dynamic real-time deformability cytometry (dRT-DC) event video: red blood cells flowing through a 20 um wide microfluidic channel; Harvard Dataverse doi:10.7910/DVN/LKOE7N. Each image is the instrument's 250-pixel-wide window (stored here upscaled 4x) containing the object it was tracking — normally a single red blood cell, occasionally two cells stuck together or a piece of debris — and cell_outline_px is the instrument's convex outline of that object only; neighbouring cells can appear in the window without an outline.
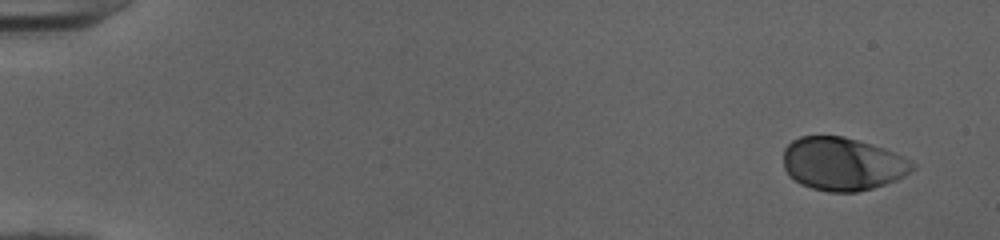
{"species": "human", "species_latin": "Homo sapiens", "temperature_condition": "cold", "stored_images_in_passage": 49, "camera_frame_rate_fps": 3000, "um_per_image_px": 0.085, "donor": {"sex": "female"}, "frame": {"image": 1, "passage_image": 1, "time_ms": 0.0, "image_size_px": [1000, 240], "cell_outline_px": [[916, 168], [904, 176], [896, 180], [872, 188], [856, 192], [828, 192], [812, 188], [800, 184], [788, 176], [784, 168], [784, 148], [792, 140], [800, 136], [844, 136], [872, 144], [884, 148], [916, 164]], "centroid_in_image_um": [71.59, 13.93], "position_along_channel_um": 13.4, "area_um2": 40.0}}
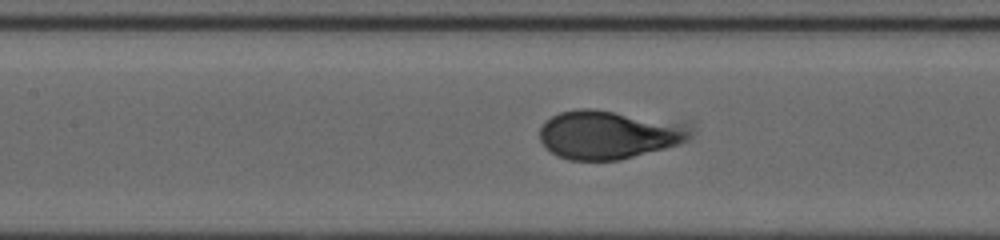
{"frame": {"image": 2, "passage_image": 23, "time_ms": 7.333, "image_size_px": [1000, 240], "cell_outline_px": [[688, 136], [684, 140], [676, 144], [664, 148], [620, 160], [568, 160], [556, 156], [540, 140], [540, 128], [552, 116], [560, 112], [576, 108], [592, 108], [612, 112], [688, 132]], "centroid_in_image_um": [51.38, 11.51], "position_along_channel_um": 156.0, "area_um2": 39.48}}
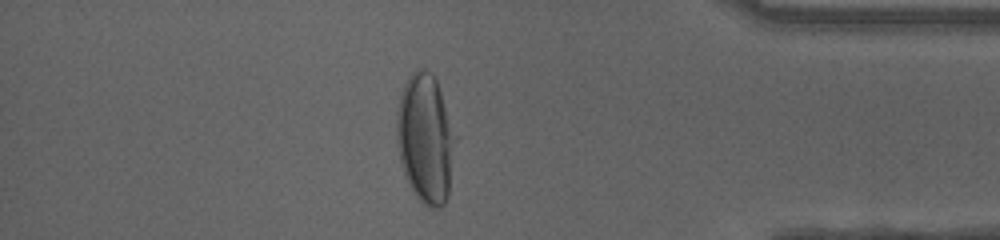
{"frame": {"image": 3, "passage_image": 43, "time_ms": 14.0, "image_size_px": [1000, 240], "cell_outline_px": [[460, 136], [448, 196], [444, 204], [440, 208], [432, 208], [424, 204], [416, 196], [408, 184], [400, 160], [396, 140], [396, 112], [400, 96], [404, 84], [408, 76], [416, 68], [424, 68], [432, 72], [436, 80]], "centroid_in_image_um": [36.23, 11.76], "position_along_channel_um": 399.0, "area_um2": 45.89}, "authors_computed_cell_mechanics": {"area_um2": 40.1132, "velocity_mm_per_s": 4.011, "shape_relaxation_time_tau1_ms": 3.8876, "shape_relaxation_time_tau2_ms": null, "deformation_change_tau1": 0.1928, "deformation_change_tau2": null}}